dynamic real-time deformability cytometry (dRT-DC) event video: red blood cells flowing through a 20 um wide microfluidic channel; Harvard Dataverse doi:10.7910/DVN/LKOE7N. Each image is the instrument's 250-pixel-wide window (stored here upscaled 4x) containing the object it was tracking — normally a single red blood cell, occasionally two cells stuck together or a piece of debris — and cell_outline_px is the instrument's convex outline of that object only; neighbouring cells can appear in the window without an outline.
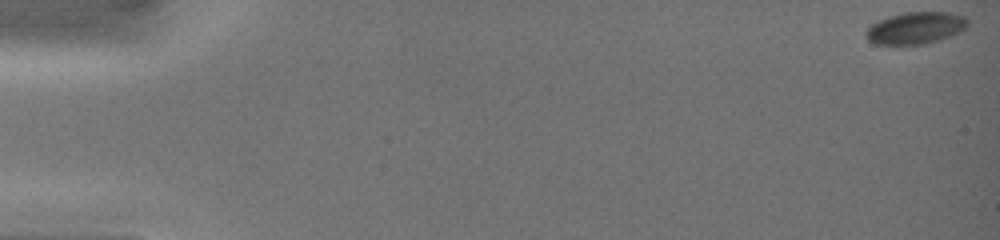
{"species": "common noctule bat (a hibernating species)", "species_latin": "Nyctalus noctula", "temperature_condition": "warm", "stored_images_in_passage": 20, "camera_frame_rate_fps": 3000, "um_per_image_px": 0.085, "animal": {"sex": "female", "body_mass_g": 19.0, "forearm_length_mm": 51.5}, "frame": {"image": 1, "passage_image": 1, "time_ms": 0.0, "image_size_px": [1000, 240], "cell_outline_px": [[968, 24], [964, 28], [940, 40], [924, 44], [876, 44], [868, 40], [868, 24], [888, 16], [904, 12], [948, 12], [964, 16], [968, 20]], "centroid_in_image_um": [77.8, 2.36], "position_along_channel_um": 7.2, "area_um2": 18.73}}
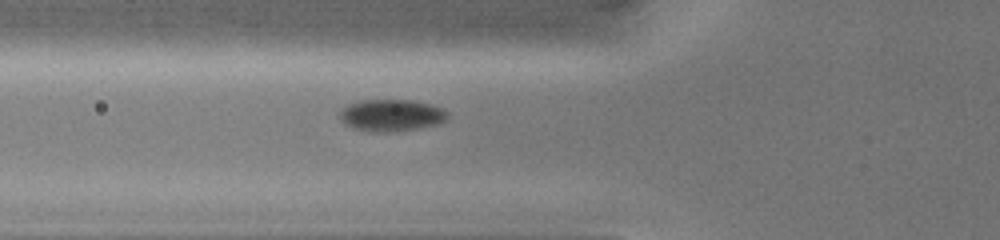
{"frame": {"image": 2, "passage_image": 12, "time_ms": 6.333, "image_size_px": [1000, 240], "cell_outline_px": [[448, 120], [440, 124], [420, 128], [392, 132], [368, 132], [352, 128], [344, 124], [340, 120], [340, 112], [348, 104], [360, 100], [408, 100], [432, 104], [448, 112]], "centroid_in_image_um": [33.27, 9.82], "position_along_channel_um": 92.5, "area_um2": 20.35}}
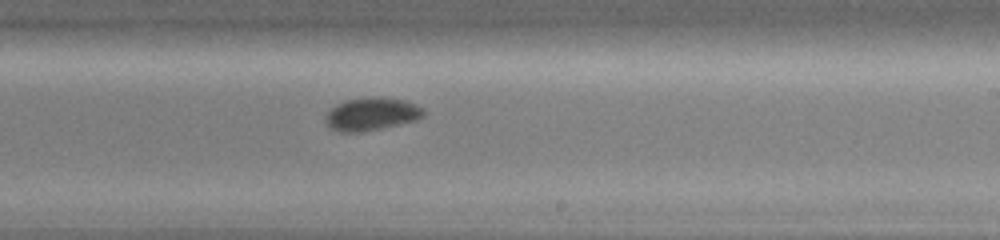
{"frame": {"image": 3, "passage_image": 20, "time_ms": 10.333, "image_size_px": [1000, 240], "cell_outline_px": [[424, 116], [416, 120], [380, 128], [360, 132], [340, 132], [328, 128], [324, 120], [328, 112], [332, 108], [348, 100], [404, 100], [416, 104], [424, 108]], "centroid_in_image_um": [31.57, 9.76], "position_along_channel_um": 257.4, "area_um2": 17.8}}